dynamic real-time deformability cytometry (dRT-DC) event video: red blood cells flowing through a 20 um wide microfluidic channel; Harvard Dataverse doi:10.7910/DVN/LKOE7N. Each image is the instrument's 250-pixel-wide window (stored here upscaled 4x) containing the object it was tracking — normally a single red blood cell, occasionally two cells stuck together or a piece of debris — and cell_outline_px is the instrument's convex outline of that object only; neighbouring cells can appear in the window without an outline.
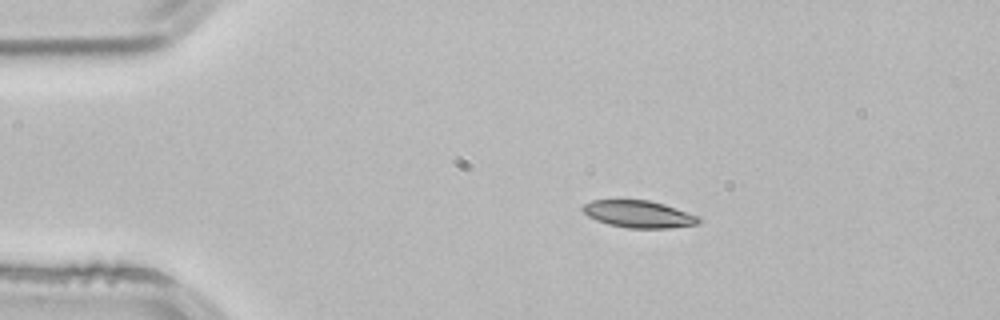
{"species": "common noctule bat (a hibernating species)", "species_latin": "Nyctalus noctula", "temperature_condition": "room temperature", "stored_images_in_passage": 2, "camera_frame_rate_fps": 3000, "um_per_image_px": 0.085, "animal": {"sex": "male", "body_mass_g": 21.5, "forearm_length_mm": 52.0}, "frame": {"image": 1, "passage_image": 1, "time_ms": 0.0, "image_size_px": [1000, 320], "cell_outline_px": [[700, 220], [696, 224], [668, 228], [628, 228], [608, 224], [588, 216], [580, 208], [584, 204], [592, 200], [648, 200], [664, 204], [700, 216]], "centroid_in_image_um": [54.28, 18.19], "position_along_channel_um": 30.7, "area_um2": 18.21}}